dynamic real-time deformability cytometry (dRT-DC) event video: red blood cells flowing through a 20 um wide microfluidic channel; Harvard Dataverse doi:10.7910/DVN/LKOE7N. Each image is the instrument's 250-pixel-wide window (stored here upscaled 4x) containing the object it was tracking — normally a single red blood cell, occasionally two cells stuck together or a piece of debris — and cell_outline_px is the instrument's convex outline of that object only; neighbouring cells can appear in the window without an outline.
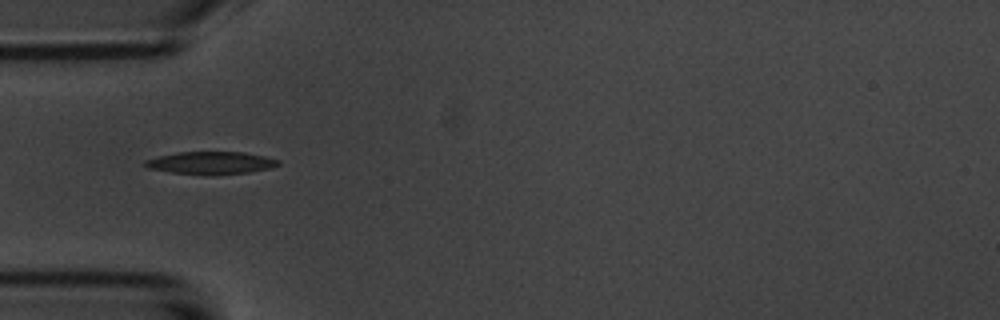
{"species": "common noctule bat (a hibernating species)", "species_latin": "Nyctalus noctula", "temperature_condition": "room temperature", "stored_images_in_passage": 3, "camera_frame_rate_fps": 3000, "um_per_image_px": 0.085, "animal": {"sex": "male", "body_mass_g": 20.1, "forearm_length_mm": 53.5}, "frame": {"image": 1, "passage_image": 2, "time_ms": 1.333, "image_size_px": [1000, 320], "cell_outline_px": [[280, 164], [268, 168], [248, 172], [172, 172], [148, 168], [144, 164], [144, 160], [156, 156], [176, 152], [244, 152], [264, 156], [280, 160]], "centroid_in_image_um": [17.89, 13.79], "position_along_channel_um": 67.1, "area_um2": 16.53}}